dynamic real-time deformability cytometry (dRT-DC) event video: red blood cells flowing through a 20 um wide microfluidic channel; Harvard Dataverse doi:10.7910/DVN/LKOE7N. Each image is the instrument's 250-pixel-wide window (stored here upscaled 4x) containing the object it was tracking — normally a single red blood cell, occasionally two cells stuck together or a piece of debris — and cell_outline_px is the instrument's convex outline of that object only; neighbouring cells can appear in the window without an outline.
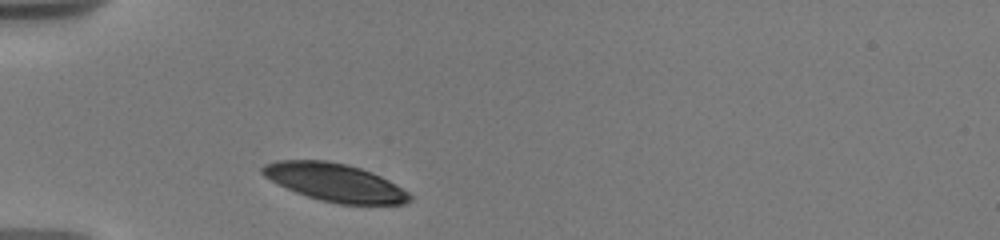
{"species": "human", "species_latin": "Homo sapiens", "temperature_condition": "warm", "stored_images_in_passage": 1, "camera_frame_rate_fps": 3000, "um_per_image_px": 0.085, "donor": {"sex": "male"}, "frame": {"image": 1, "passage_image": 1, "time_ms": 0.0, "image_size_px": [1000, 240], "cell_outline_px": [[412, 200], [404, 204], [340, 204], [320, 200], [296, 192], [264, 176], [260, 172], [260, 168], [264, 164], [276, 160], [324, 160], [348, 164], [372, 172], [396, 184], [408, 192], [412, 196]], "centroid_in_image_um": [28.48, 15.5], "position_along_channel_um": 56.5, "area_um2": 32.43}}